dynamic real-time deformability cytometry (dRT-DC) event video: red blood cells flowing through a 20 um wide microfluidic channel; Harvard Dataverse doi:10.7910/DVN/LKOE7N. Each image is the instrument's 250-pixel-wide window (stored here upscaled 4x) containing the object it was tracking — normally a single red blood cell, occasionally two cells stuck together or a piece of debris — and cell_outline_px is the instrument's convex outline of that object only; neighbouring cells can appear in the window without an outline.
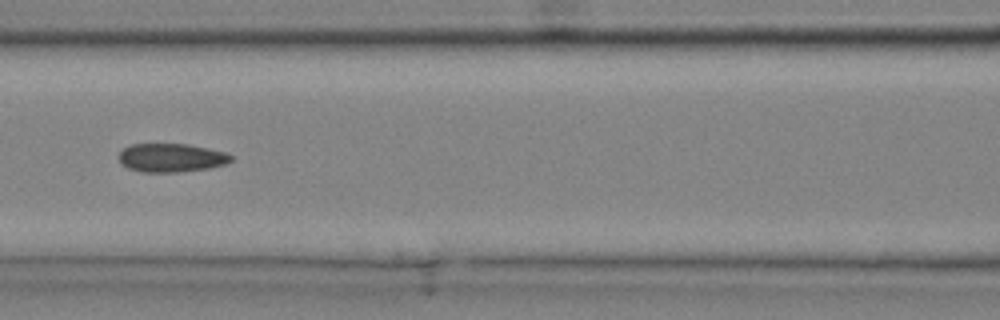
{"species": "common noctule bat (a hibernating species)", "species_latin": "Nyctalus noctula", "temperature_condition": "cold", "stored_images_in_passage": 35, "camera_frame_rate_fps": 3000, "um_per_image_px": 0.085, "animal": {"sex": "male", "body_mass_g": 20.4}, "frame": {"image": 1, "passage_image": 11, "time_ms": 3.333, "image_size_px": [1000, 320], "cell_outline_px": [[232, 160], [224, 164], [208, 168], [176, 172], [140, 172], [128, 168], [120, 160], [120, 152], [128, 144], [188, 144], [228, 152], [232, 156]], "centroid_in_image_um": [14.57, 13.4], "position_along_channel_um": 152.0, "area_um2": 18.61}, "authors_computed_cell_mechanics": {"area_um2": 18.8428, "velocity_mm_per_s": 4.2676, "shape_relaxation_time_tau1_ms": null, "shape_relaxation_time_tau2_ms": 5.0377, "deformation_change_tau1": null, "deformation_change_tau2": 0.0827}}